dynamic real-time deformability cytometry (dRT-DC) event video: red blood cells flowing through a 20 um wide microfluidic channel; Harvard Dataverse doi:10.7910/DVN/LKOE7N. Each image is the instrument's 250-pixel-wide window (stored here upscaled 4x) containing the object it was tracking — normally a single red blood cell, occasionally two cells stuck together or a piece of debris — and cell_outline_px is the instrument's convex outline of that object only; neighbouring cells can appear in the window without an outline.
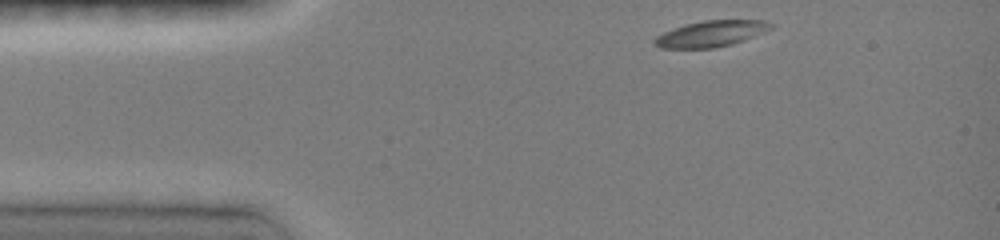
{"species": "common noctule bat (a hibernating species)", "species_latin": "Nyctalus noctula", "temperature_condition": "room temperature", "stored_images_in_passage": 17, "camera_frame_rate_fps": 3000, "um_per_image_px": 0.085, "animal": {"sex": "female", "body_mass_g": 19.0, "forearm_length_mm": 51.5}, "frame": {"image": 1, "passage_image": 1, "time_ms": 0.0, "image_size_px": [1000, 240], "cell_outline_px": [[776, 24], [772, 28], [764, 32], [744, 40], [732, 44], [716, 48], [660, 48], [652, 44], [652, 40], [656, 36], [672, 28], [684, 24], [704, 20], [764, 20]], "centroid_in_image_um": [60.42, 2.86], "position_along_channel_um": 24.6, "area_um2": 17.92}}
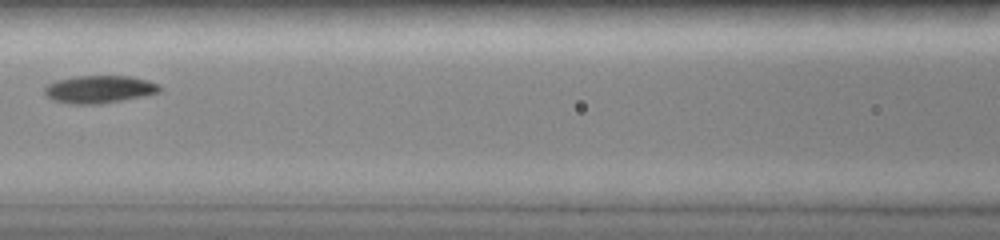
{"frame": {"image": 2, "passage_image": 7, "time_ms": 4.667, "image_size_px": [1000, 240], "cell_outline_px": [[160, 92], [100, 104], [64, 104], [52, 100], [44, 92], [44, 88], [48, 84], [56, 80], [76, 76], [128, 76], [148, 80], [160, 84]], "centroid_in_image_um": [8.4, 7.59], "position_along_channel_um": 158.2, "area_um2": 18.5}}
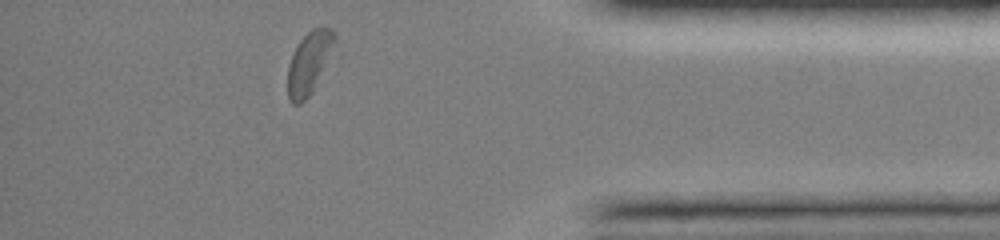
{"frame": {"image": 3, "passage_image": 16, "time_ms": 11.333, "image_size_px": [1000, 240], "cell_outline_px": [[336, 40], [312, 92], [300, 104], [292, 104], [288, 100], [288, 64], [300, 40], [312, 28], [332, 28], [336, 36]], "centroid_in_image_um": [26.25, 5.34], "position_along_channel_um": 409.0, "area_um2": 16.47}, "authors_computed_cell_mechanics": {"area_um2": 17.918, "velocity_mm_per_s": 4.0344, "shape_relaxation_time_tau1_ms": 2.0917, "shape_relaxation_time_tau2_ms": null, "deformation_change_tau1": 0.1214, "deformation_change_tau2": null}}